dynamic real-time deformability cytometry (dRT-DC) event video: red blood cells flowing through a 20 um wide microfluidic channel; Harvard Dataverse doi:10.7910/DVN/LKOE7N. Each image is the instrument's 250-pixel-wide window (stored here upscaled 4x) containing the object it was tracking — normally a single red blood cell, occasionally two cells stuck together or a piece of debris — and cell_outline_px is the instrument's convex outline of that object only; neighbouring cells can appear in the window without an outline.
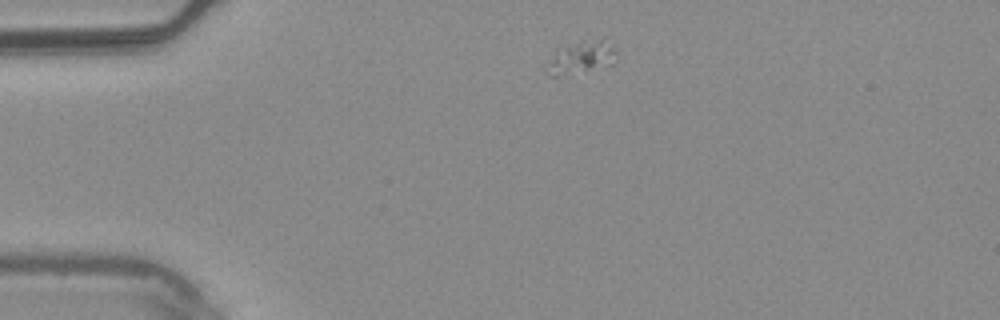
{"species": "common noctule bat (a hibernating species)", "species_latin": "Nyctalus noctula", "temperature_condition": "warm", "stored_images_in_passage": 4, "camera_frame_rate_fps": 3000, "um_per_image_px": 0.085, "animal": {"sex": "male", "body_mass_g": 20.4}, "frame": {"image": 1, "passage_image": 1, "time_ms": 0.0, "image_size_px": [1000, 320], "cell_outline_px": [[616, 60], [612, 64], [556, 76], [548, 76], [544, 72], [556, 48], [580, 40], [600, 40], [616, 48]], "centroid_in_image_um": [49.35, 4.87], "position_along_channel_um": 35.7, "area_um2": 12.95}}
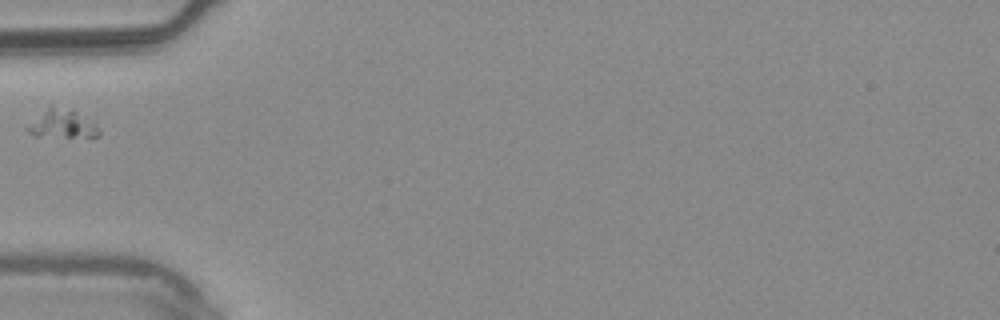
{"frame": {"image": 2, "passage_image": 3, "time_ms": 0.667, "image_size_px": [1000, 320], "cell_outline_px": [[100, 136], [36, 136], [28, 132], [24, 128], [48, 104], [52, 104], [72, 108], [100, 128]], "centroid_in_image_um": [5.23, 10.47], "position_along_channel_um": 79.8, "area_um2": 12.08}}
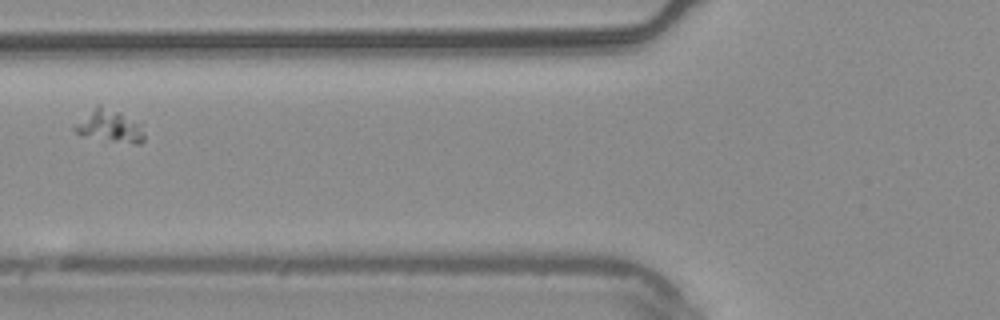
{"frame": {"image": 3, "passage_image": 4, "time_ms": 1.0, "image_size_px": [1000, 320], "cell_outline_px": [[144, 140], [140, 144], [136, 144], [80, 136], [72, 128], [96, 104], [100, 104], [140, 120], [144, 136]], "centroid_in_image_um": [9.35, 10.7], "position_along_channel_um": 116.4, "area_um2": 13.35}}